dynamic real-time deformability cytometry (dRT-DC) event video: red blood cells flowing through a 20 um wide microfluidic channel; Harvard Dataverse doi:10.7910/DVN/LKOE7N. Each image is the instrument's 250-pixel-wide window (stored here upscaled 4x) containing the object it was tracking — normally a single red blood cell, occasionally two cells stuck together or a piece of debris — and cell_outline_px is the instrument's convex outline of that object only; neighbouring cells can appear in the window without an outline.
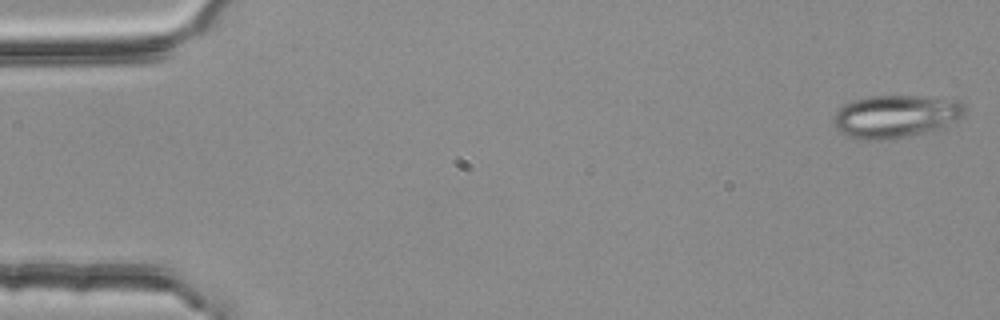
{"species": "common noctule bat (a hibernating species)", "species_latin": "Nyctalus noctula", "temperature_condition": "room temperature", "stored_images_in_passage": 54, "camera_frame_rate_fps": 3000, "um_per_image_px": 0.085, "animal": {"sex": "female", "body_mass_g": 25.1}, "frame": {"image": 1, "passage_image": 1, "time_ms": 0.0, "image_size_px": [1000, 320], "cell_outline_px": [[964, 116], [956, 120], [936, 128], [904, 136], [876, 140], [868, 140], [852, 136], [840, 132], [836, 128], [832, 120], [832, 116], [844, 104], [856, 100], [872, 96], [916, 96], [960, 100], [964, 104]], "centroid_in_image_um": [76.1, 9.86], "position_along_channel_um": 8.9, "area_um2": 31.85}}
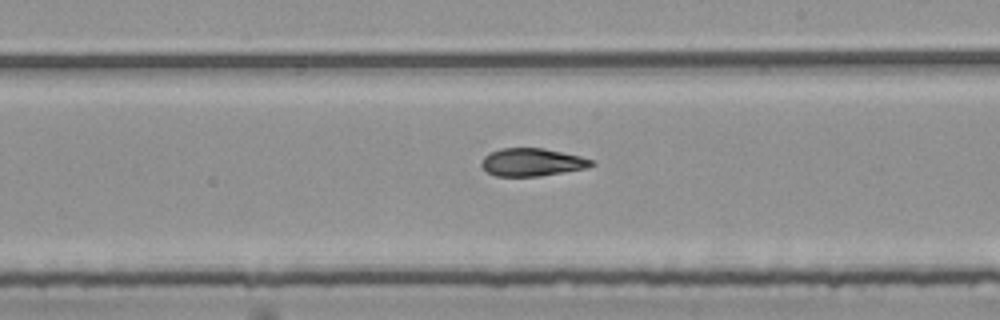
{"frame": {"image": 2, "passage_image": 31, "time_ms": 10.0, "image_size_px": [1000, 320], "cell_outline_px": [[596, 164], [588, 168], [540, 176], [496, 176], [488, 172], [480, 164], [484, 156], [500, 148], [544, 148], [580, 156], [592, 160]], "centroid_in_image_um": [45.24, 13.79], "position_along_channel_um": 243.8, "area_um2": 17.8}}
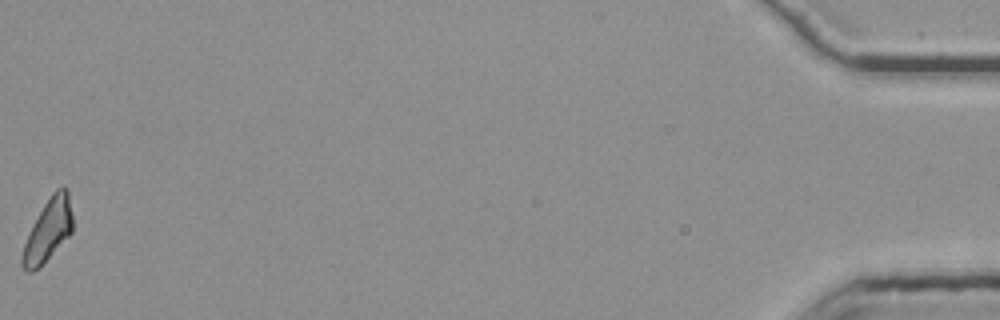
{"frame": {"image": 3, "passage_image": 54, "time_ms": 17.667, "image_size_px": [1000, 320], "cell_outline_px": [[72, 232], [40, 268], [32, 272], [24, 272], [20, 264], [20, 260], [24, 244], [32, 224], [44, 204], [52, 192], [56, 188], [68, 188], [72, 216]], "centroid_in_image_um": [4.06, 19.61], "position_along_channel_um": 431.1, "area_um2": 18.44}, "authors_computed_cell_mechanics": {"area_um2": 18.4671, "velocity_mm_per_s": 3.7833, "shape_relaxation_time_tau1_ms": 5.552, "shape_relaxation_time_tau2_ms": 3.1413, "deformation_change_tau1": 0.181, "deformation_change_tau2": 0.1062}}